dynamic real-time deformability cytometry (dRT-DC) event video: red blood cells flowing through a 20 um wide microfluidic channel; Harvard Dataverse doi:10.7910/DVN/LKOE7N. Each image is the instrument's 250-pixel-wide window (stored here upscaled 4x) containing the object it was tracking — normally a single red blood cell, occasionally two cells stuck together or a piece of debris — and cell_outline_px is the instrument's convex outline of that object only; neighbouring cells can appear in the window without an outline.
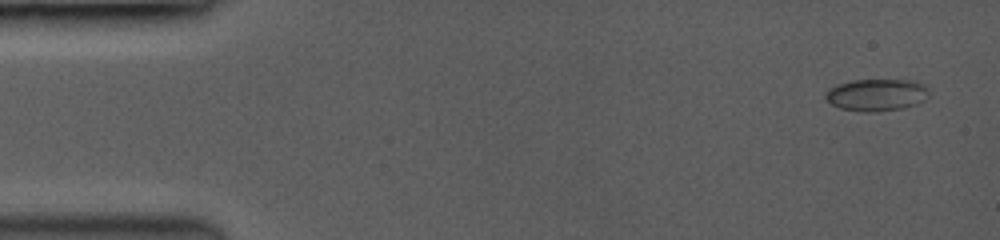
{"species": "common noctule bat (a hibernating species)", "species_latin": "Nyctalus noctula", "temperature_condition": "room temperature", "stored_images_in_passage": 12, "camera_frame_rate_fps": 3500, "um_per_image_px": 0.085, "animal": {"sex": "female", "body_mass_g": 19.0, "forearm_length_mm": 53.3}, "frame": {"image": 1, "passage_image": 1, "time_ms": 0.0, "image_size_px": [1000, 240], "cell_outline_px": [[928, 96], [924, 100], [916, 104], [900, 108], [876, 112], [864, 112], [840, 108], [832, 104], [824, 96], [824, 92], [828, 88], [836, 84], [852, 80], [916, 80], [924, 84], [928, 88]], "centroid_in_image_um": [74.49, 8.05], "position_along_channel_um": 10.5, "area_um2": 19.48}}